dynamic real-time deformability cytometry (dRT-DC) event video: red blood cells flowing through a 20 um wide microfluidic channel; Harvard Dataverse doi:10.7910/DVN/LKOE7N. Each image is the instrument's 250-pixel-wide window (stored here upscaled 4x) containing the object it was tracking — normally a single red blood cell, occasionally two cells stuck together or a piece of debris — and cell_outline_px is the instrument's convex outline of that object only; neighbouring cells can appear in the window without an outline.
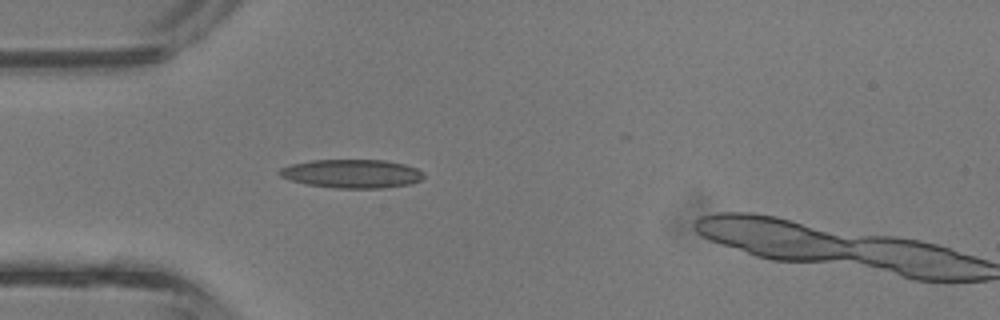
{"species": "common noctule bat (a hibernating species)", "species_latin": "Nyctalus noctula", "temperature_condition": "room temperature", "stored_images_in_passage": 5, "camera_frame_rate_fps": 3000, "um_per_image_px": 0.085, "animal": {"sex": "male", "body_mass_g": 13.3}, "frame": {"image": 1, "passage_image": 4, "time_ms": 1.0, "image_size_px": [1000, 320], "cell_outline_px": [[424, 176], [420, 180], [408, 184], [384, 188], [336, 188], [308, 184], [292, 180], [280, 176], [276, 172], [280, 168], [292, 164], [312, 160], [384, 160], [404, 164], [416, 168]], "centroid_in_image_um": [29.88, 14.76], "position_along_channel_um": 55.1, "area_um2": 23.81}}